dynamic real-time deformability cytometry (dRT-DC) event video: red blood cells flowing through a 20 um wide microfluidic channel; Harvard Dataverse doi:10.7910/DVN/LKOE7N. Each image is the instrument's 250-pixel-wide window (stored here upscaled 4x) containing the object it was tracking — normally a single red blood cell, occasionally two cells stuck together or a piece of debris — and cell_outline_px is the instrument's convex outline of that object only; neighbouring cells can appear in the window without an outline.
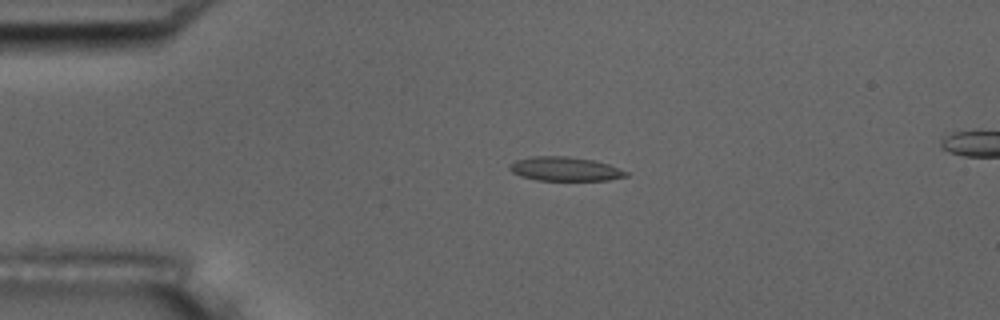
{"species": "common noctule bat (a hibernating species)", "species_latin": "Nyctalus noctula", "temperature_condition": "room temperature", "stored_images_in_passage": 6, "segment_of_instrument_passage": [1, 2], "camera_frame_rate_fps": 3000, "um_per_image_px": 0.085, "animal": {"sex": "male", "body_mass_g": 17.5, "forearm_length_mm": 52.3}, "frame": {"image": 1, "passage_image": 4, "time_ms": 3.667, "image_size_px": [1000, 320], "cell_outline_px": [[628, 176], [608, 180], [536, 180], [520, 176], [512, 172], [508, 168], [508, 164], [516, 160], [532, 156], [568, 156], [592, 160], [608, 164], [628, 172]], "centroid_in_image_um": [47.98, 14.36], "position_along_channel_um": 37.0, "area_um2": 16.3}}